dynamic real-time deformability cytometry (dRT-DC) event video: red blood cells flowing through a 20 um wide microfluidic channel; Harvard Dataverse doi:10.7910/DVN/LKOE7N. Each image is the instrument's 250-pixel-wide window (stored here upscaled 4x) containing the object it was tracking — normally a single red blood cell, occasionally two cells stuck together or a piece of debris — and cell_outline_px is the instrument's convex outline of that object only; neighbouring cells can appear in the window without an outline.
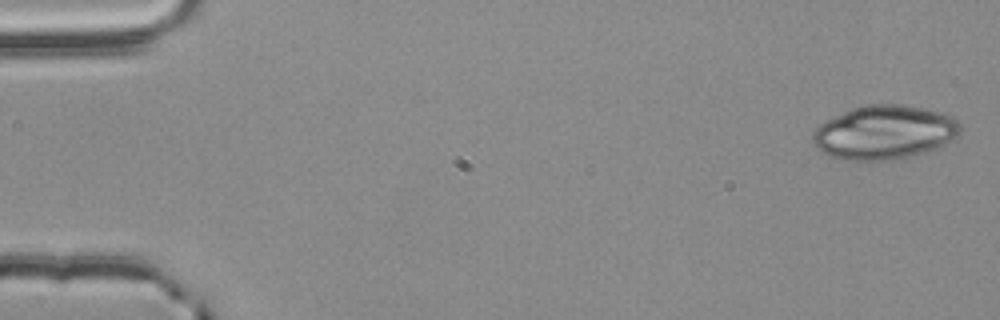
{"species": "common noctule bat (a hibernating species)", "species_latin": "Nyctalus noctula", "temperature_condition": "room temperature", "stored_images_in_passage": 4, "camera_frame_rate_fps": 3000, "um_per_image_px": 0.085, "animal": {"sex": "male", "body_mass_g": 20.4}, "frame": {"image": 1, "passage_image": 1, "time_ms": 0.0, "image_size_px": [1000, 320], "cell_outline_px": [[964, 128], [952, 140], [936, 148], [912, 156], [896, 160], [844, 160], [820, 152], [812, 144], [812, 132], [824, 120], [852, 108], [868, 104], [900, 104], [924, 108], [940, 112], [952, 116]], "centroid_in_image_um": [75.15, 11.25], "position_along_channel_um": 9.9, "area_um2": 46.76}}